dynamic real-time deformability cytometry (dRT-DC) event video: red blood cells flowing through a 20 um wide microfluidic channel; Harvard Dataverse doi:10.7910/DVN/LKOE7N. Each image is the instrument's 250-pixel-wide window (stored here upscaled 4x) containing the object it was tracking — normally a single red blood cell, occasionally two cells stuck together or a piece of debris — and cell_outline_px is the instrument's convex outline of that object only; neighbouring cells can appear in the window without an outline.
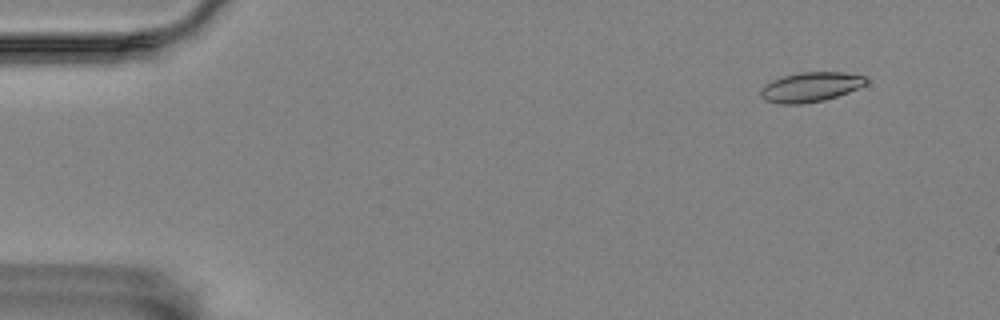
{"species": "Egyptian fruit bat (a non-hibernating species)", "species_latin": "Rousettus aegyptiacus", "temperature_condition": "room temperature", "stored_images_in_passage": 55, "camera_frame_rate_fps": 3000, "um_per_image_px": 0.085, "animal": {"sex": "female"}, "frame": {"image": 1, "passage_image": 3, "time_ms": 0.667, "image_size_px": [1000, 320], "cell_outline_px": [[868, 80], [864, 84], [848, 92], [824, 100], [800, 104], [784, 104], [764, 100], [760, 96], [760, 88], [764, 84], [772, 80], [784, 76], [800, 72], [844, 72], [868, 76]], "centroid_in_image_um": [68.87, 7.39], "position_along_channel_um": 16.1, "area_um2": 18.21}}
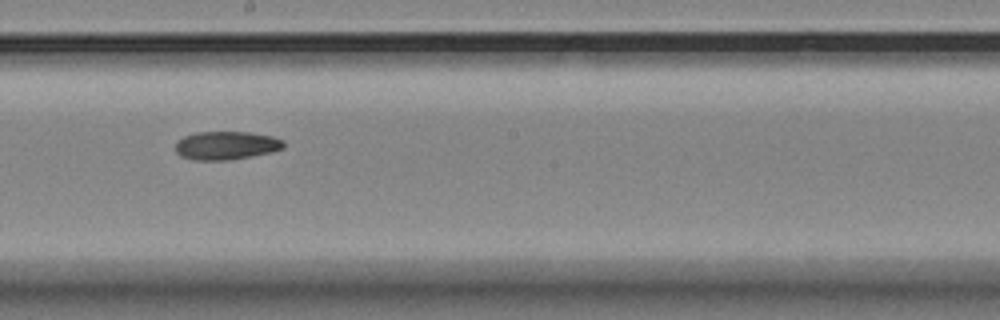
{"frame": {"image": 2, "passage_image": 30, "time_ms": 9.667, "image_size_px": [1000, 320], "cell_outline_px": [[284, 148], [272, 152], [232, 160], [192, 160], [180, 156], [176, 152], [176, 144], [184, 136], [196, 132], [248, 132], [272, 136], [284, 140]], "centroid_in_image_um": [19.25, 12.37], "position_along_channel_um": 229.0, "area_um2": 17.98}}
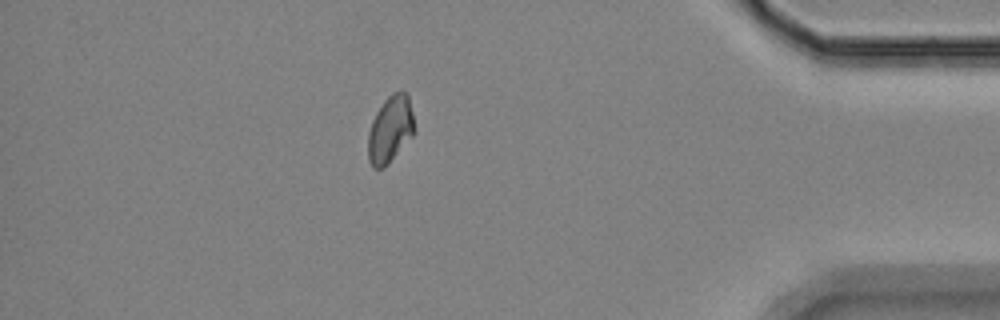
{"frame": {"image": 3, "passage_image": 48, "time_ms": 15.667, "image_size_px": [1000, 320], "cell_outline_px": [[412, 136], [388, 164], [384, 168], [372, 168], [368, 160], [368, 132], [372, 120], [376, 112], [384, 100], [392, 92], [408, 92], [412, 112]], "centroid_in_image_um": [33.13, 11.0], "position_along_channel_um": 402.1, "area_um2": 17.86}}